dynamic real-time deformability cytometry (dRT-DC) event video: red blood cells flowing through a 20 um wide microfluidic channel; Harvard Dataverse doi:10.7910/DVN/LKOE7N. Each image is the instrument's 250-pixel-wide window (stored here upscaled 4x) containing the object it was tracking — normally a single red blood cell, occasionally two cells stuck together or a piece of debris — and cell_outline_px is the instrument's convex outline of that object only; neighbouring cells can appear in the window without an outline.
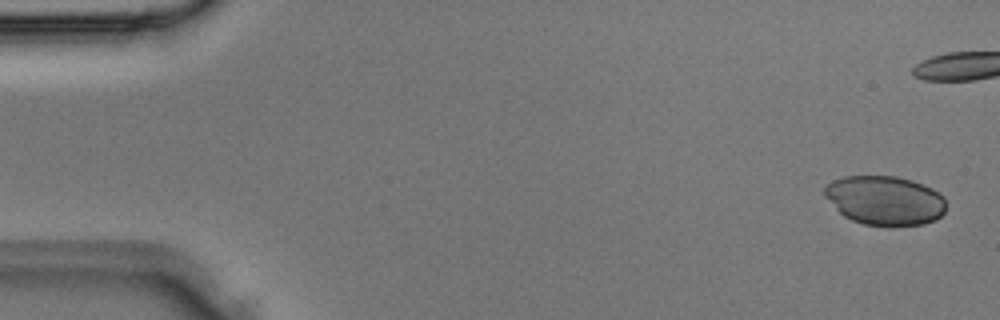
{"species": "Egyptian fruit bat (a non-hibernating species)", "species_latin": "Rousettus aegyptiacus", "temperature_condition": "room temperature", "stored_images_in_passage": 4, "segment_of_instrument_passage": [2, 2], "camera_frame_rate_fps": 3000, "um_per_image_px": 0.085, "animal": {"sex": "male"}, "frame": {"image": 1, "passage_image": 4, "time_ms": 1.0, "image_size_px": [1000, 320], "cell_outline_px": [[944, 212], [936, 220], [924, 224], [864, 224], [852, 220], [844, 216], [824, 196], [824, 188], [832, 180], [844, 176], [896, 176], [912, 180], [924, 184], [932, 188], [944, 196]], "centroid_in_image_um": [75.21, 17.0], "position_along_channel_um": 9.8, "area_um2": 34.51}}